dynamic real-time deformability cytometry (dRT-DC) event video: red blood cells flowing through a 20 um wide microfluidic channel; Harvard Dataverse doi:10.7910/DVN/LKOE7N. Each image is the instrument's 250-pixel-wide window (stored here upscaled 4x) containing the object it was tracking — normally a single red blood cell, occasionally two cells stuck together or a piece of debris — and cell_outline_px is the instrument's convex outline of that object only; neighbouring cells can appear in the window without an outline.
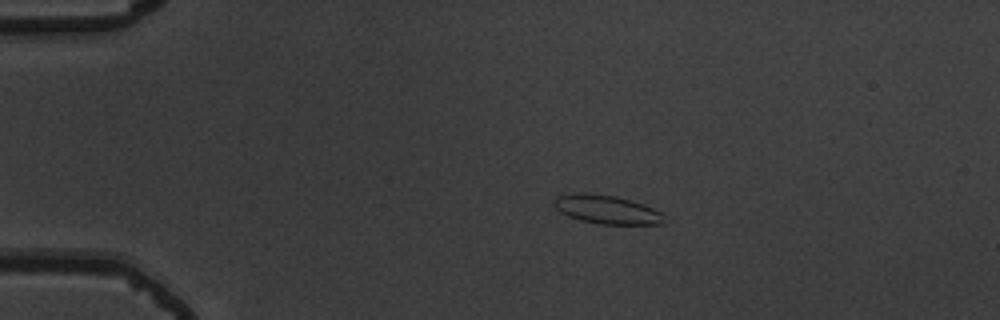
{"species": "common noctule bat (a hibernating species)", "species_latin": "Nyctalus noctula", "temperature_condition": "warm", "stored_images_in_passage": 53, "camera_frame_rate_fps": 3000, "um_per_image_px": 0.085, "animal": {"sex": "male", "body_mass_g": 19.5, "forearm_length_mm": 54.6}, "frame": {"image": 1, "passage_image": 11, "time_ms": 3.333, "image_size_px": [1000, 320], "cell_outline_px": [[664, 224], [596, 224], [580, 220], [568, 216], [560, 212], [552, 204], [552, 200], [556, 196], [572, 192], [584, 192], [616, 196], [644, 204], [660, 212]], "centroid_in_image_um": [51.48, 17.79], "position_along_channel_um": 33.5, "area_um2": 18.55}}
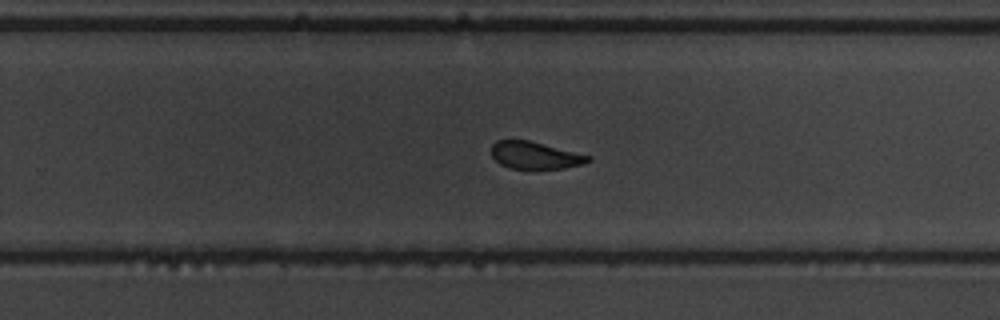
{"frame": {"image": 2, "passage_image": 35, "time_ms": 11.333, "image_size_px": [1000, 320], "cell_outline_px": [[592, 160], [584, 164], [564, 168], [508, 168], [500, 164], [492, 156], [492, 144], [496, 140], [528, 140], [592, 156]], "centroid_in_image_um": [45.49, 13.2], "position_along_channel_um": 284.3, "area_um2": 15.26}}
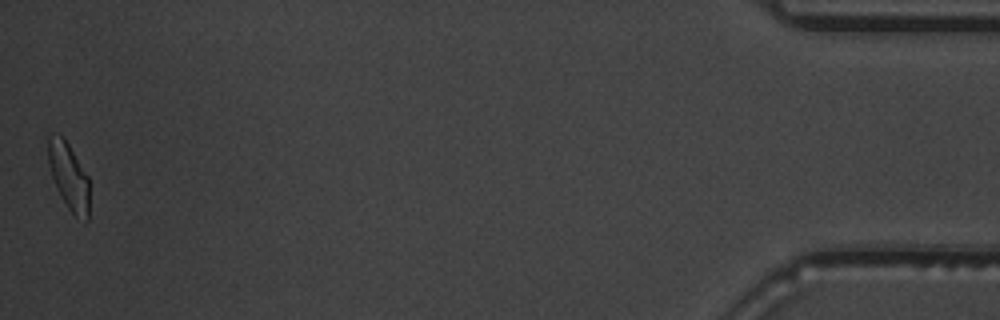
{"frame": {"image": 3, "passage_image": 53, "time_ms": 17.333, "image_size_px": [1000, 320], "cell_outline_px": [[88, 220], [76, 216], [68, 208], [60, 196], [52, 176], [48, 164], [48, 140], [60, 136], [64, 136], [88, 176]], "centroid_in_image_um": [5.85, 15.0], "position_along_channel_um": 429.4, "area_um2": 15.55}, "authors_computed_cell_mechanics": {"area_um2": 17.2244, "velocity_mm_per_s": 3.8476, "shape_relaxation_time_tau1_ms": 4.182, "shape_relaxation_time_tau2_ms": 1.4206, "deformation_change_tau1": 0.1266, "deformation_change_tau2": 0.0791}}